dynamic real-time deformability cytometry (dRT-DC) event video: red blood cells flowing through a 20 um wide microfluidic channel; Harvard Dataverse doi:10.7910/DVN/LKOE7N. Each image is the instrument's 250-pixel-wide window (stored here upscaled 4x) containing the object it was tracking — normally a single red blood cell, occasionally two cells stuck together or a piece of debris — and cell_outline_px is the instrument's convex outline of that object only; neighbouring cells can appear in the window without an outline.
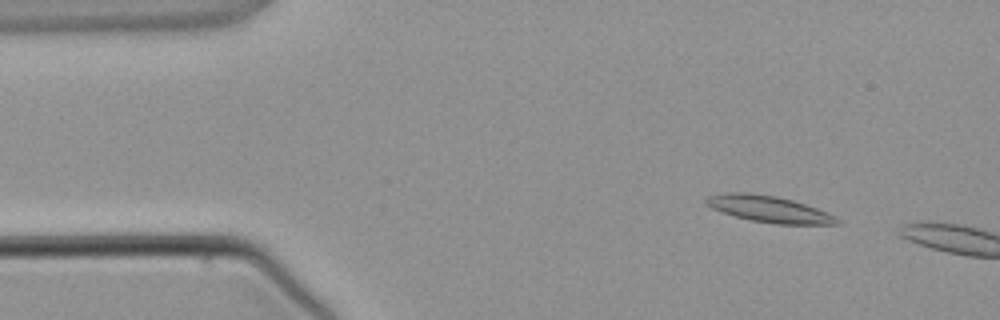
{"species": "common noctule bat (a hibernating species)", "species_latin": "Nyctalus noctula", "temperature_condition": "warm", "stored_images_in_passage": 3, "camera_frame_rate_fps": 3000, "um_per_image_px": 0.085, "animal": {"sex": "male", "body_mass_g": 21.5, "forearm_length_mm": 52.0}, "frame": {"image": 1, "passage_image": 2, "time_ms": 1.0, "image_size_px": [1000, 320], "cell_outline_px": [[840, 220], [836, 224], [776, 224], [752, 220], [720, 212], [704, 204], [704, 200], [708, 196], [720, 192], [748, 192], [776, 196], [792, 200], [828, 212], [836, 216]], "centroid_in_image_um": [65.31, 17.75], "position_along_channel_um": 19.7, "area_um2": 20.23}}